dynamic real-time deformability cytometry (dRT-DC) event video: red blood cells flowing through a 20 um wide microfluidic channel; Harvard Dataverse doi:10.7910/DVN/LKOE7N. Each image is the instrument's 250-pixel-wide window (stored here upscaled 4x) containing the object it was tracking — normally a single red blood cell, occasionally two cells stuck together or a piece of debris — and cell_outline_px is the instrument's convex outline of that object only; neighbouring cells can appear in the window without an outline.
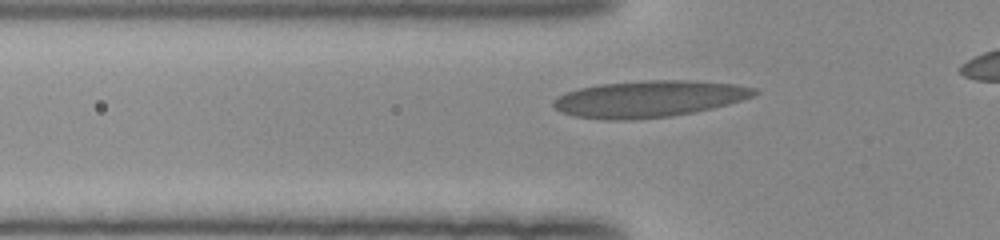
{"species": "human", "species_latin": "Homo sapiens", "temperature_condition": "room temperature", "stored_images_in_passage": 35, "camera_frame_rate_fps": 3000, "um_per_image_px": 0.085, "donor": {"sex": "female"}, "frame": {"image": 1, "passage_image": 7, "time_ms": 2.0, "image_size_px": [1000, 240], "cell_outline_px": [[760, 92], [752, 96], [728, 104], [712, 108], [672, 116], [632, 120], [604, 120], [576, 116], [560, 112], [552, 104], [552, 100], [556, 96], [580, 88], [600, 84], [648, 80], [688, 80], [736, 84], [756, 88]], "centroid_in_image_um": [55.15, 8.41], "position_along_channel_um": 70.7, "area_um2": 42.83}}
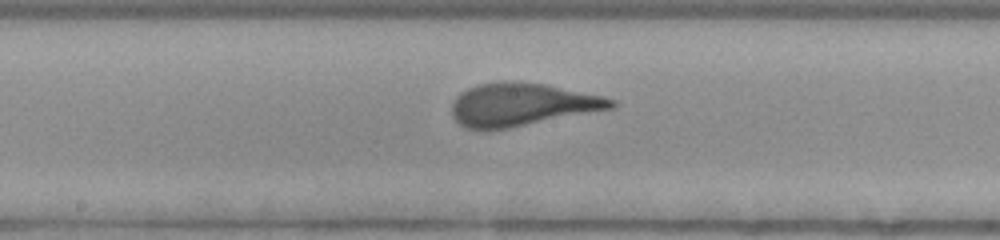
{"frame": {"image": 2, "passage_image": 17, "time_ms": 5.333, "image_size_px": [1000, 240], "cell_outline_px": [[620, 104], [616, 108], [488, 132], [464, 128], [452, 116], [452, 100], [460, 92], [468, 88], [480, 84], [504, 80], [544, 84], [600, 96], [616, 100]], "centroid_in_image_um": [44.32, 8.92], "position_along_channel_um": 203.9, "area_um2": 40.34}}
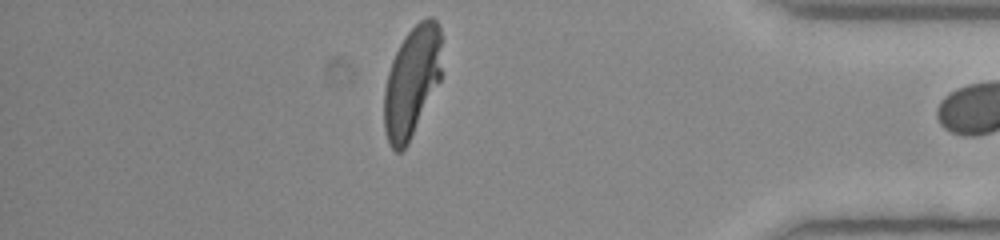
{"frame": {"image": 3, "passage_image": 34, "time_ms": 11.0, "image_size_px": [1000, 240], "cell_outline_px": [[440, 80], [408, 144], [400, 152], [396, 152], [388, 144], [384, 132], [384, 88], [388, 72], [392, 60], [404, 36], [420, 20], [428, 16], [432, 16], [440, 24]], "centroid_in_image_um": [34.98, 6.95], "position_along_channel_um": 400.2, "area_um2": 37.11}}